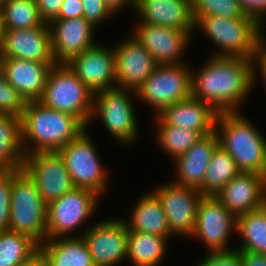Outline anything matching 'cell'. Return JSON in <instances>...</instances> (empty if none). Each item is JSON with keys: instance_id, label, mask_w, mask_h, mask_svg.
Listing matches in <instances>:
<instances>
[{"instance_id": "cell-1", "label": "cell", "mask_w": 266, "mask_h": 266, "mask_svg": "<svg viewBox=\"0 0 266 266\" xmlns=\"http://www.w3.org/2000/svg\"><path fill=\"white\" fill-rule=\"evenodd\" d=\"M210 56L197 72L191 69V97L210 104L218 113L239 112L252 90L250 58Z\"/></svg>"}, {"instance_id": "cell-2", "label": "cell", "mask_w": 266, "mask_h": 266, "mask_svg": "<svg viewBox=\"0 0 266 266\" xmlns=\"http://www.w3.org/2000/svg\"><path fill=\"white\" fill-rule=\"evenodd\" d=\"M22 145L25 155L57 152L75 140L87 127L75 116L29 101L21 115Z\"/></svg>"}, {"instance_id": "cell-3", "label": "cell", "mask_w": 266, "mask_h": 266, "mask_svg": "<svg viewBox=\"0 0 266 266\" xmlns=\"http://www.w3.org/2000/svg\"><path fill=\"white\" fill-rule=\"evenodd\" d=\"M243 113H218L215 132L219 146L237 163L241 172L266 176V138Z\"/></svg>"}, {"instance_id": "cell-4", "label": "cell", "mask_w": 266, "mask_h": 266, "mask_svg": "<svg viewBox=\"0 0 266 266\" xmlns=\"http://www.w3.org/2000/svg\"><path fill=\"white\" fill-rule=\"evenodd\" d=\"M202 30L216 44L213 55L251 58L266 40L264 28L253 17L226 18L206 16L194 24V32Z\"/></svg>"}, {"instance_id": "cell-5", "label": "cell", "mask_w": 266, "mask_h": 266, "mask_svg": "<svg viewBox=\"0 0 266 266\" xmlns=\"http://www.w3.org/2000/svg\"><path fill=\"white\" fill-rule=\"evenodd\" d=\"M47 204L33 179L22 169L12 170L9 230L28 235L39 246L46 240Z\"/></svg>"}, {"instance_id": "cell-6", "label": "cell", "mask_w": 266, "mask_h": 266, "mask_svg": "<svg viewBox=\"0 0 266 266\" xmlns=\"http://www.w3.org/2000/svg\"><path fill=\"white\" fill-rule=\"evenodd\" d=\"M94 93L66 63L54 64L48 73L41 102L45 107L77 117L90 126Z\"/></svg>"}, {"instance_id": "cell-7", "label": "cell", "mask_w": 266, "mask_h": 266, "mask_svg": "<svg viewBox=\"0 0 266 266\" xmlns=\"http://www.w3.org/2000/svg\"><path fill=\"white\" fill-rule=\"evenodd\" d=\"M133 98L136 91L119 86L94 93L91 121L99 117L111 137L126 147L133 146L139 132Z\"/></svg>"}, {"instance_id": "cell-8", "label": "cell", "mask_w": 266, "mask_h": 266, "mask_svg": "<svg viewBox=\"0 0 266 266\" xmlns=\"http://www.w3.org/2000/svg\"><path fill=\"white\" fill-rule=\"evenodd\" d=\"M87 130L57 153L61 156L75 188L92 190L104 196L109 187V169L101 163L94 141Z\"/></svg>"}, {"instance_id": "cell-9", "label": "cell", "mask_w": 266, "mask_h": 266, "mask_svg": "<svg viewBox=\"0 0 266 266\" xmlns=\"http://www.w3.org/2000/svg\"><path fill=\"white\" fill-rule=\"evenodd\" d=\"M188 63L158 65L136 91L137 99L158 115L171 104L191 97V70Z\"/></svg>"}, {"instance_id": "cell-10", "label": "cell", "mask_w": 266, "mask_h": 266, "mask_svg": "<svg viewBox=\"0 0 266 266\" xmlns=\"http://www.w3.org/2000/svg\"><path fill=\"white\" fill-rule=\"evenodd\" d=\"M100 198L92 190L74 188L49 203L47 205L46 239L76 237L72 231L81 228L84 222L94 215Z\"/></svg>"}, {"instance_id": "cell-11", "label": "cell", "mask_w": 266, "mask_h": 266, "mask_svg": "<svg viewBox=\"0 0 266 266\" xmlns=\"http://www.w3.org/2000/svg\"><path fill=\"white\" fill-rule=\"evenodd\" d=\"M123 217H109L85 227L82 236L94 266H117L127 259L128 229Z\"/></svg>"}, {"instance_id": "cell-12", "label": "cell", "mask_w": 266, "mask_h": 266, "mask_svg": "<svg viewBox=\"0 0 266 266\" xmlns=\"http://www.w3.org/2000/svg\"><path fill=\"white\" fill-rule=\"evenodd\" d=\"M237 217L216 197L203 196L199 202L196 223L191 238L206 245V252L229 251L232 233H236ZM203 242V243H202Z\"/></svg>"}, {"instance_id": "cell-13", "label": "cell", "mask_w": 266, "mask_h": 266, "mask_svg": "<svg viewBox=\"0 0 266 266\" xmlns=\"http://www.w3.org/2000/svg\"><path fill=\"white\" fill-rule=\"evenodd\" d=\"M151 191L161 202L171 234L189 238L194 231L197 208L203 197L201 192L172 181L161 183Z\"/></svg>"}, {"instance_id": "cell-14", "label": "cell", "mask_w": 266, "mask_h": 266, "mask_svg": "<svg viewBox=\"0 0 266 266\" xmlns=\"http://www.w3.org/2000/svg\"><path fill=\"white\" fill-rule=\"evenodd\" d=\"M23 169L33 179L47 205L75 188L57 152H36L25 155Z\"/></svg>"}, {"instance_id": "cell-15", "label": "cell", "mask_w": 266, "mask_h": 266, "mask_svg": "<svg viewBox=\"0 0 266 266\" xmlns=\"http://www.w3.org/2000/svg\"><path fill=\"white\" fill-rule=\"evenodd\" d=\"M137 23L131 35L152 55L158 65L187 63L183 54L189 48L193 32Z\"/></svg>"}, {"instance_id": "cell-16", "label": "cell", "mask_w": 266, "mask_h": 266, "mask_svg": "<svg viewBox=\"0 0 266 266\" xmlns=\"http://www.w3.org/2000/svg\"><path fill=\"white\" fill-rule=\"evenodd\" d=\"M66 64L93 93L117 86L114 47L96 43Z\"/></svg>"}, {"instance_id": "cell-17", "label": "cell", "mask_w": 266, "mask_h": 266, "mask_svg": "<svg viewBox=\"0 0 266 266\" xmlns=\"http://www.w3.org/2000/svg\"><path fill=\"white\" fill-rule=\"evenodd\" d=\"M129 36L114 46L116 85L137 91L158 64L133 35Z\"/></svg>"}, {"instance_id": "cell-18", "label": "cell", "mask_w": 266, "mask_h": 266, "mask_svg": "<svg viewBox=\"0 0 266 266\" xmlns=\"http://www.w3.org/2000/svg\"><path fill=\"white\" fill-rule=\"evenodd\" d=\"M51 49L56 63H67L72 57L95 45V31L83 17L74 19H54L49 23Z\"/></svg>"}, {"instance_id": "cell-19", "label": "cell", "mask_w": 266, "mask_h": 266, "mask_svg": "<svg viewBox=\"0 0 266 266\" xmlns=\"http://www.w3.org/2000/svg\"><path fill=\"white\" fill-rule=\"evenodd\" d=\"M2 53L5 58L56 63L51 49L48 23L29 29L5 30Z\"/></svg>"}, {"instance_id": "cell-20", "label": "cell", "mask_w": 266, "mask_h": 266, "mask_svg": "<svg viewBox=\"0 0 266 266\" xmlns=\"http://www.w3.org/2000/svg\"><path fill=\"white\" fill-rule=\"evenodd\" d=\"M216 198L236 217L261 208L266 204V176L241 172Z\"/></svg>"}, {"instance_id": "cell-21", "label": "cell", "mask_w": 266, "mask_h": 266, "mask_svg": "<svg viewBox=\"0 0 266 266\" xmlns=\"http://www.w3.org/2000/svg\"><path fill=\"white\" fill-rule=\"evenodd\" d=\"M218 112L208 103L193 97L164 108L154 115L160 125H175L207 136L215 132Z\"/></svg>"}, {"instance_id": "cell-22", "label": "cell", "mask_w": 266, "mask_h": 266, "mask_svg": "<svg viewBox=\"0 0 266 266\" xmlns=\"http://www.w3.org/2000/svg\"><path fill=\"white\" fill-rule=\"evenodd\" d=\"M139 21L194 32L191 0H135Z\"/></svg>"}, {"instance_id": "cell-23", "label": "cell", "mask_w": 266, "mask_h": 266, "mask_svg": "<svg viewBox=\"0 0 266 266\" xmlns=\"http://www.w3.org/2000/svg\"><path fill=\"white\" fill-rule=\"evenodd\" d=\"M219 145L216 132L203 136L183 155L176 158L173 183L198 189L202 194V184L207 167L215 148Z\"/></svg>"}, {"instance_id": "cell-24", "label": "cell", "mask_w": 266, "mask_h": 266, "mask_svg": "<svg viewBox=\"0 0 266 266\" xmlns=\"http://www.w3.org/2000/svg\"><path fill=\"white\" fill-rule=\"evenodd\" d=\"M56 63L5 58L4 77L26 102L42 97L50 68Z\"/></svg>"}, {"instance_id": "cell-25", "label": "cell", "mask_w": 266, "mask_h": 266, "mask_svg": "<svg viewBox=\"0 0 266 266\" xmlns=\"http://www.w3.org/2000/svg\"><path fill=\"white\" fill-rule=\"evenodd\" d=\"M135 202L130 216L122 220L127 229L166 237L169 240L174 237L168 225L166 215L160 200L150 190Z\"/></svg>"}, {"instance_id": "cell-26", "label": "cell", "mask_w": 266, "mask_h": 266, "mask_svg": "<svg viewBox=\"0 0 266 266\" xmlns=\"http://www.w3.org/2000/svg\"><path fill=\"white\" fill-rule=\"evenodd\" d=\"M24 159L21 117L0 113V170L22 169Z\"/></svg>"}, {"instance_id": "cell-27", "label": "cell", "mask_w": 266, "mask_h": 266, "mask_svg": "<svg viewBox=\"0 0 266 266\" xmlns=\"http://www.w3.org/2000/svg\"><path fill=\"white\" fill-rule=\"evenodd\" d=\"M168 241L159 235L128 230L126 260L133 266H160L165 259Z\"/></svg>"}, {"instance_id": "cell-28", "label": "cell", "mask_w": 266, "mask_h": 266, "mask_svg": "<svg viewBox=\"0 0 266 266\" xmlns=\"http://www.w3.org/2000/svg\"><path fill=\"white\" fill-rule=\"evenodd\" d=\"M39 248L57 266H94L82 236L46 239Z\"/></svg>"}, {"instance_id": "cell-29", "label": "cell", "mask_w": 266, "mask_h": 266, "mask_svg": "<svg viewBox=\"0 0 266 266\" xmlns=\"http://www.w3.org/2000/svg\"><path fill=\"white\" fill-rule=\"evenodd\" d=\"M237 237L242 238L235 249L266 254V204L261 208L237 216Z\"/></svg>"}, {"instance_id": "cell-30", "label": "cell", "mask_w": 266, "mask_h": 266, "mask_svg": "<svg viewBox=\"0 0 266 266\" xmlns=\"http://www.w3.org/2000/svg\"><path fill=\"white\" fill-rule=\"evenodd\" d=\"M240 173L234 159L218 145L207 167L202 184V195L216 197L223 187Z\"/></svg>"}, {"instance_id": "cell-31", "label": "cell", "mask_w": 266, "mask_h": 266, "mask_svg": "<svg viewBox=\"0 0 266 266\" xmlns=\"http://www.w3.org/2000/svg\"><path fill=\"white\" fill-rule=\"evenodd\" d=\"M39 245L28 235L11 230L0 232V266H22L36 253Z\"/></svg>"}, {"instance_id": "cell-32", "label": "cell", "mask_w": 266, "mask_h": 266, "mask_svg": "<svg viewBox=\"0 0 266 266\" xmlns=\"http://www.w3.org/2000/svg\"><path fill=\"white\" fill-rule=\"evenodd\" d=\"M5 30L29 29L44 23L35 0H9L0 6Z\"/></svg>"}, {"instance_id": "cell-33", "label": "cell", "mask_w": 266, "mask_h": 266, "mask_svg": "<svg viewBox=\"0 0 266 266\" xmlns=\"http://www.w3.org/2000/svg\"><path fill=\"white\" fill-rule=\"evenodd\" d=\"M155 142L162 151L172 157L173 161L187 152L203 136L193 130L175 125H160L156 121Z\"/></svg>"}, {"instance_id": "cell-34", "label": "cell", "mask_w": 266, "mask_h": 266, "mask_svg": "<svg viewBox=\"0 0 266 266\" xmlns=\"http://www.w3.org/2000/svg\"><path fill=\"white\" fill-rule=\"evenodd\" d=\"M194 24L206 16L244 18L247 14L238 0H191Z\"/></svg>"}, {"instance_id": "cell-35", "label": "cell", "mask_w": 266, "mask_h": 266, "mask_svg": "<svg viewBox=\"0 0 266 266\" xmlns=\"http://www.w3.org/2000/svg\"><path fill=\"white\" fill-rule=\"evenodd\" d=\"M26 103L5 77L0 78V113H9L21 117Z\"/></svg>"}, {"instance_id": "cell-36", "label": "cell", "mask_w": 266, "mask_h": 266, "mask_svg": "<svg viewBox=\"0 0 266 266\" xmlns=\"http://www.w3.org/2000/svg\"><path fill=\"white\" fill-rule=\"evenodd\" d=\"M12 170H0V232L9 230Z\"/></svg>"}, {"instance_id": "cell-37", "label": "cell", "mask_w": 266, "mask_h": 266, "mask_svg": "<svg viewBox=\"0 0 266 266\" xmlns=\"http://www.w3.org/2000/svg\"><path fill=\"white\" fill-rule=\"evenodd\" d=\"M82 4L83 18L96 28L101 27L105 20L115 16L103 0H82Z\"/></svg>"}, {"instance_id": "cell-38", "label": "cell", "mask_w": 266, "mask_h": 266, "mask_svg": "<svg viewBox=\"0 0 266 266\" xmlns=\"http://www.w3.org/2000/svg\"><path fill=\"white\" fill-rule=\"evenodd\" d=\"M195 266H242L240 250L207 252Z\"/></svg>"}, {"instance_id": "cell-39", "label": "cell", "mask_w": 266, "mask_h": 266, "mask_svg": "<svg viewBox=\"0 0 266 266\" xmlns=\"http://www.w3.org/2000/svg\"><path fill=\"white\" fill-rule=\"evenodd\" d=\"M252 69V90L258 78L257 69L262 77L264 87L266 88V40L258 47L254 55L250 58ZM258 64V65H257ZM258 67V68H257Z\"/></svg>"}, {"instance_id": "cell-40", "label": "cell", "mask_w": 266, "mask_h": 266, "mask_svg": "<svg viewBox=\"0 0 266 266\" xmlns=\"http://www.w3.org/2000/svg\"><path fill=\"white\" fill-rule=\"evenodd\" d=\"M245 13L266 27V0H238Z\"/></svg>"}, {"instance_id": "cell-41", "label": "cell", "mask_w": 266, "mask_h": 266, "mask_svg": "<svg viewBox=\"0 0 266 266\" xmlns=\"http://www.w3.org/2000/svg\"><path fill=\"white\" fill-rule=\"evenodd\" d=\"M39 14L45 23H50L59 15L64 0H35Z\"/></svg>"}, {"instance_id": "cell-42", "label": "cell", "mask_w": 266, "mask_h": 266, "mask_svg": "<svg viewBox=\"0 0 266 266\" xmlns=\"http://www.w3.org/2000/svg\"><path fill=\"white\" fill-rule=\"evenodd\" d=\"M83 17L82 0H64L56 19H74Z\"/></svg>"}, {"instance_id": "cell-43", "label": "cell", "mask_w": 266, "mask_h": 266, "mask_svg": "<svg viewBox=\"0 0 266 266\" xmlns=\"http://www.w3.org/2000/svg\"><path fill=\"white\" fill-rule=\"evenodd\" d=\"M242 266H266V254L240 251Z\"/></svg>"}, {"instance_id": "cell-44", "label": "cell", "mask_w": 266, "mask_h": 266, "mask_svg": "<svg viewBox=\"0 0 266 266\" xmlns=\"http://www.w3.org/2000/svg\"><path fill=\"white\" fill-rule=\"evenodd\" d=\"M110 10L116 15L123 8L135 9V0H103ZM123 7V8H122Z\"/></svg>"}, {"instance_id": "cell-45", "label": "cell", "mask_w": 266, "mask_h": 266, "mask_svg": "<svg viewBox=\"0 0 266 266\" xmlns=\"http://www.w3.org/2000/svg\"><path fill=\"white\" fill-rule=\"evenodd\" d=\"M22 266H46L45 262L35 254L28 262H26Z\"/></svg>"}, {"instance_id": "cell-46", "label": "cell", "mask_w": 266, "mask_h": 266, "mask_svg": "<svg viewBox=\"0 0 266 266\" xmlns=\"http://www.w3.org/2000/svg\"><path fill=\"white\" fill-rule=\"evenodd\" d=\"M36 254L45 262L46 266H57L40 248Z\"/></svg>"}, {"instance_id": "cell-47", "label": "cell", "mask_w": 266, "mask_h": 266, "mask_svg": "<svg viewBox=\"0 0 266 266\" xmlns=\"http://www.w3.org/2000/svg\"><path fill=\"white\" fill-rule=\"evenodd\" d=\"M5 71V56L2 51H0V78L4 77Z\"/></svg>"}, {"instance_id": "cell-48", "label": "cell", "mask_w": 266, "mask_h": 266, "mask_svg": "<svg viewBox=\"0 0 266 266\" xmlns=\"http://www.w3.org/2000/svg\"><path fill=\"white\" fill-rule=\"evenodd\" d=\"M4 33H5V28H4V25H3V22L0 16V51H2V47H3Z\"/></svg>"}, {"instance_id": "cell-49", "label": "cell", "mask_w": 266, "mask_h": 266, "mask_svg": "<svg viewBox=\"0 0 266 266\" xmlns=\"http://www.w3.org/2000/svg\"><path fill=\"white\" fill-rule=\"evenodd\" d=\"M9 0H0V6L3 5L4 3H6Z\"/></svg>"}]
</instances>
